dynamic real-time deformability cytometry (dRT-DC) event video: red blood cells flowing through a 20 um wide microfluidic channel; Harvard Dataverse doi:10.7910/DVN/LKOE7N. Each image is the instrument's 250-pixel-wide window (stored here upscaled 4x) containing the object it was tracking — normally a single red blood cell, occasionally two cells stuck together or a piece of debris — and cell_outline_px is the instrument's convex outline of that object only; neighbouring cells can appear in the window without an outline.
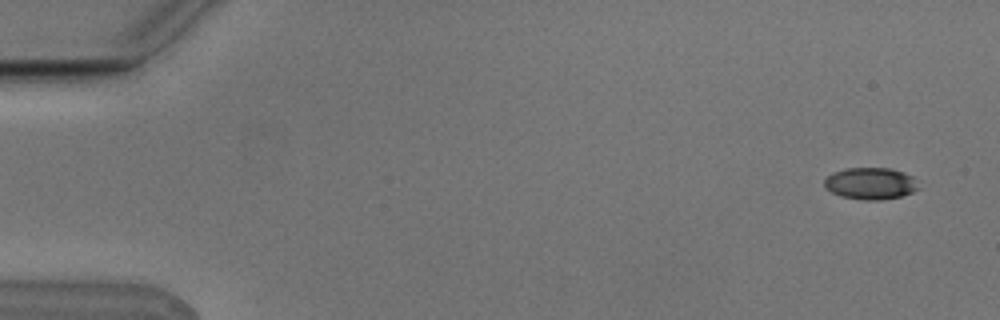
{"species": "Egyptian fruit bat (a non-hibernating species)", "species_latin": "Rousettus aegyptiacus", "temperature_condition": "cold", "stored_images_in_passage": 6, "camera_frame_rate_fps": 3000, "um_per_image_px": 0.085, "animal": {"sex": "male"}, "frame": {"image": 1, "passage_image": 1, "time_ms": 0.0, "image_size_px": [1000, 320], "cell_outline_px": [[920, 188], [912, 192], [900, 196], [880, 200], [864, 200], [840, 196], [824, 188], [824, 180], [832, 172], [848, 168], [892, 168], [904, 172], [912, 176]], "centroid_in_image_um": [73.98, 15.59], "position_along_channel_um": 11.0, "area_um2": 17.51}}